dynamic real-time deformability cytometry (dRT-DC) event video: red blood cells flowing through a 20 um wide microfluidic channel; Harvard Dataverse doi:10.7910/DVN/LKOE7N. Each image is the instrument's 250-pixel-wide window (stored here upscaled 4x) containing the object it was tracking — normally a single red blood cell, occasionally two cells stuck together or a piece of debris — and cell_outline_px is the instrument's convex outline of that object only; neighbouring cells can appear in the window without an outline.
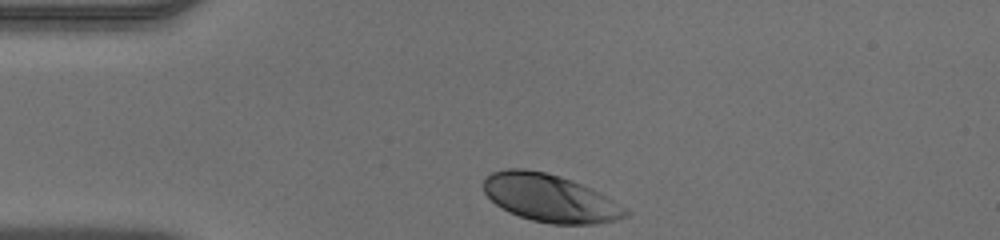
{"species": "human", "species_latin": "Homo sapiens", "temperature_condition": "warm", "stored_images_in_passage": 30, "camera_frame_rate_fps": 3000, "um_per_image_px": 0.085, "donor": {"sex": "male"}, "frame": {"image": 1, "passage_image": 1, "time_ms": 0.0, "image_size_px": [1000, 240], "cell_outline_px": [[632, 212], [628, 216], [616, 220], [596, 224], [552, 224], [532, 220], [508, 212], [496, 204], [484, 192], [484, 180], [492, 172], [508, 168], [524, 168], [544, 172], [560, 176], [572, 180], [628, 208]], "centroid_in_image_um": [46.76, 16.85], "position_along_channel_um": 38.2, "area_um2": 39.19}}
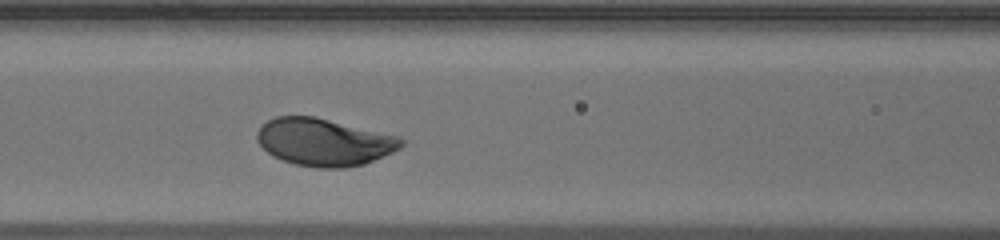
{"frame": {"image": 2, "passage_image": 11, "time_ms": 3.333, "image_size_px": [1000, 240], "cell_outline_px": [[404, 144], [400, 148], [392, 152], [364, 164], [344, 168], [316, 168], [296, 164], [272, 156], [256, 140], [256, 132], [268, 120], [276, 116], [316, 116], [396, 136], [404, 140]], "centroid_in_image_um": [27.52, 12.08], "position_along_channel_um": 139.1, "area_um2": 39.59}}
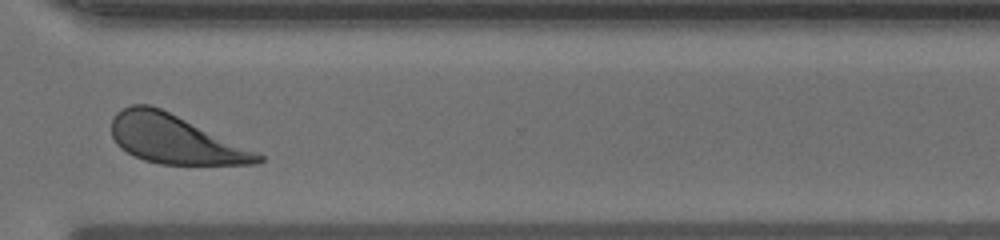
{"frame": {"image": 3, "passage_image": 27, "time_ms": 8.667, "image_size_px": [1000, 240], "cell_outline_px": [[264, 160], [256, 164], [160, 164], [144, 160], [120, 148], [116, 144], [112, 136], [112, 120], [116, 112], [132, 104], [148, 104], [160, 108], [256, 152], [264, 156]], "centroid_in_image_um": [14.81, 11.84], "position_along_channel_um": 355.8, "area_um2": 40.69}}